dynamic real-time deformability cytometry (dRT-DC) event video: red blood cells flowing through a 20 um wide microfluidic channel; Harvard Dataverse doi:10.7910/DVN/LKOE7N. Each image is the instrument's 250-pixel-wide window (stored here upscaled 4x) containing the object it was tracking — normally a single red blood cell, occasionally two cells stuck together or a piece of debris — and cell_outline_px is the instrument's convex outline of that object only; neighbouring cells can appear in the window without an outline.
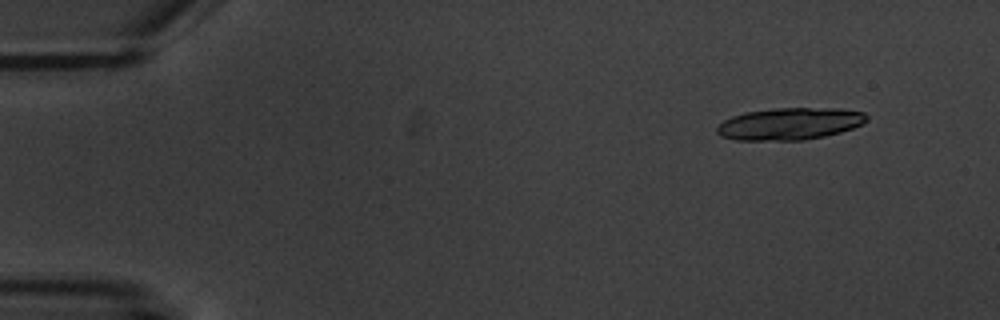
{"species": "common noctule bat (a hibernating species)", "species_latin": "Nyctalus noctula", "temperature_condition": "warm", "stored_images_in_passage": 6, "camera_frame_rate_fps": 3000, "um_per_image_px": 0.085, "animal": {"sex": "male", "body_mass_g": 20.1, "forearm_length_mm": 53.5}, "frame": {"image": 1, "passage_image": 1, "time_ms": 0.0, "image_size_px": [1000, 320], "cell_outline_px": [[868, 120], [864, 124], [840, 132], [824, 136], [804, 140], [736, 140], [720, 136], [716, 132], [716, 128], [724, 120], [732, 116], [744, 112], [772, 108], [840, 108], [864, 112], [868, 116]], "centroid_in_image_um": [67.14, 10.51], "position_along_channel_um": 17.9, "area_um2": 28.21}}
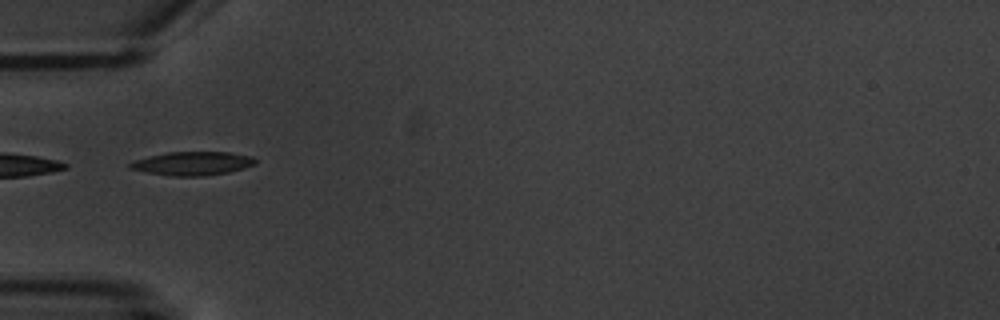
{"frame": {"image": 2, "passage_image": 5, "time_ms": 4.667, "image_size_px": [1000, 320], "cell_outline_px": [[256, 164], [244, 168], [228, 172], [204, 176], [172, 176], [148, 172], [128, 168], [128, 164], [132, 160], [168, 152], [228, 152], [252, 156], [256, 160]], "centroid_in_image_um": [16.36, 13.89], "position_along_channel_um": 68.6, "area_um2": 17.22}}